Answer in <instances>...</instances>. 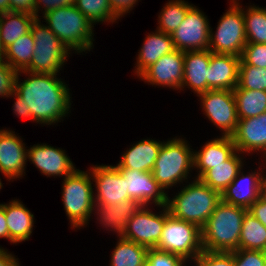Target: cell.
Wrapping results in <instances>:
<instances>
[{
  "label": "cell",
  "mask_w": 266,
  "mask_h": 266,
  "mask_svg": "<svg viewBox=\"0 0 266 266\" xmlns=\"http://www.w3.org/2000/svg\"><path fill=\"white\" fill-rule=\"evenodd\" d=\"M22 73L29 76L23 82L19 81ZM57 77L26 70L17 73L14 91L26 100L32 120L37 124L53 125L70 113L72 99L69 88Z\"/></svg>",
  "instance_id": "obj_1"
},
{
  "label": "cell",
  "mask_w": 266,
  "mask_h": 266,
  "mask_svg": "<svg viewBox=\"0 0 266 266\" xmlns=\"http://www.w3.org/2000/svg\"><path fill=\"white\" fill-rule=\"evenodd\" d=\"M247 208L223 202L201 228L203 250L211 252H233L239 249V238Z\"/></svg>",
  "instance_id": "obj_2"
},
{
  "label": "cell",
  "mask_w": 266,
  "mask_h": 266,
  "mask_svg": "<svg viewBox=\"0 0 266 266\" xmlns=\"http://www.w3.org/2000/svg\"><path fill=\"white\" fill-rule=\"evenodd\" d=\"M183 187L172 199L167 195L169 214L202 228L221 201V194L196 178Z\"/></svg>",
  "instance_id": "obj_3"
},
{
  "label": "cell",
  "mask_w": 266,
  "mask_h": 266,
  "mask_svg": "<svg viewBox=\"0 0 266 266\" xmlns=\"http://www.w3.org/2000/svg\"><path fill=\"white\" fill-rule=\"evenodd\" d=\"M43 18L49 29L69 51L82 53L94 48V25L75 5L57 8L43 15Z\"/></svg>",
  "instance_id": "obj_4"
},
{
  "label": "cell",
  "mask_w": 266,
  "mask_h": 266,
  "mask_svg": "<svg viewBox=\"0 0 266 266\" xmlns=\"http://www.w3.org/2000/svg\"><path fill=\"white\" fill-rule=\"evenodd\" d=\"M192 150L187 140L182 138L176 137L163 141L152 173L164 191L188 179L189 171L194 169V151Z\"/></svg>",
  "instance_id": "obj_5"
},
{
  "label": "cell",
  "mask_w": 266,
  "mask_h": 266,
  "mask_svg": "<svg viewBox=\"0 0 266 266\" xmlns=\"http://www.w3.org/2000/svg\"><path fill=\"white\" fill-rule=\"evenodd\" d=\"M63 180L62 202L65 213L70 220L71 228L79 230L80 227L88 225L95 204L91 172L76 169Z\"/></svg>",
  "instance_id": "obj_6"
},
{
  "label": "cell",
  "mask_w": 266,
  "mask_h": 266,
  "mask_svg": "<svg viewBox=\"0 0 266 266\" xmlns=\"http://www.w3.org/2000/svg\"><path fill=\"white\" fill-rule=\"evenodd\" d=\"M40 19H35L31 26L35 46L30 65L25 70L57 75L71 52Z\"/></svg>",
  "instance_id": "obj_7"
},
{
  "label": "cell",
  "mask_w": 266,
  "mask_h": 266,
  "mask_svg": "<svg viewBox=\"0 0 266 266\" xmlns=\"http://www.w3.org/2000/svg\"><path fill=\"white\" fill-rule=\"evenodd\" d=\"M155 249L178 255L186 262L194 261L203 251L201 228L194 223L173 218L166 207V221Z\"/></svg>",
  "instance_id": "obj_8"
},
{
  "label": "cell",
  "mask_w": 266,
  "mask_h": 266,
  "mask_svg": "<svg viewBox=\"0 0 266 266\" xmlns=\"http://www.w3.org/2000/svg\"><path fill=\"white\" fill-rule=\"evenodd\" d=\"M229 5L227 12L220 18L216 31L212 32L210 27L208 49L216 54H231L241 57L247 43L243 7L240 3H230Z\"/></svg>",
  "instance_id": "obj_9"
},
{
  "label": "cell",
  "mask_w": 266,
  "mask_h": 266,
  "mask_svg": "<svg viewBox=\"0 0 266 266\" xmlns=\"http://www.w3.org/2000/svg\"><path fill=\"white\" fill-rule=\"evenodd\" d=\"M198 96L208 120L221 129L222 136L231 137L239 121L233 91L208 90Z\"/></svg>",
  "instance_id": "obj_10"
},
{
  "label": "cell",
  "mask_w": 266,
  "mask_h": 266,
  "mask_svg": "<svg viewBox=\"0 0 266 266\" xmlns=\"http://www.w3.org/2000/svg\"><path fill=\"white\" fill-rule=\"evenodd\" d=\"M148 206L141 205L135 214L128 220L122 238L143 245L148 249L156 248L166 221V205L162 211L154 213Z\"/></svg>",
  "instance_id": "obj_11"
},
{
  "label": "cell",
  "mask_w": 266,
  "mask_h": 266,
  "mask_svg": "<svg viewBox=\"0 0 266 266\" xmlns=\"http://www.w3.org/2000/svg\"><path fill=\"white\" fill-rule=\"evenodd\" d=\"M175 49L180 51L209 48L210 24L207 16L193 5L179 27L171 34Z\"/></svg>",
  "instance_id": "obj_12"
},
{
  "label": "cell",
  "mask_w": 266,
  "mask_h": 266,
  "mask_svg": "<svg viewBox=\"0 0 266 266\" xmlns=\"http://www.w3.org/2000/svg\"><path fill=\"white\" fill-rule=\"evenodd\" d=\"M90 172L97 192L94 193L95 204L114 205L131 200L127 181L115 165H93Z\"/></svg>",
  "instance_id": "obj_13"
},
{
  "label": "cell",
  "mask_w": 266,
  "mask_h": 266,
  "mask_svg": "<svg viewBox=\"0 0 266 266\" xmlns=\"http://www.w3.org/2000/svg\"><path fill=\"white\" fill-rule=\"evenodd\" d=\"M184 74V52L175 49L148 67L139 79L151 85L180 90Z\"/></svg>",
  "instance_id": "obj_14"
},
{
  "label": "cell",
  "mask_w": 266,
  "mask_h": 266,
  "mask_svg": "<svg viewBox=\"0 0 266 266\" xmlns=\"http://www.w3.org/2000/svg\"><path fill=\"white\" fill-rule=\"evenodd\" d=\"M118 170L127 181V191L131 199L136 200L142 206H149L151 201L160 208L166 205L168 193L154 179L152 172L131 169Z\"/></svg>",
  "instance_id": "obj_15"
},
{
  "label": "cell",
  "mask_w": 266,
  "mask_h": 266,
  "mask_svg": "<svg viewBox=\"0 0 266 266\" xmlns=\"http://www.w3.org/2000/svg\"><path fill=\"white\" fill-rule=\"evenodd\" d=\"M21 137L12 130L0 133V172L7 180L21 178L25 174L28 149Z\"/></svg>",
  "instance_id": "obj_16"
},
{
  "label": "cell",
  "mask_w": 266,
  "mask_h": 266,
  "mask_svg": "<svg viewBox=\"0 0 266 266\" xmlns=\"http://www.w3.org/2000/svg\"><path fill=\"white\" fill-rule=\"evenodd\" d=\"M27 159L31 161L41 174L65 178L71 175L76 167L65 150L47 144H35L28 149ZM64 176V177H63Z\"/></svg>",
  "instance_id": "obj_17"
},
{
  "label": "cell",
  "mask_w": 266,
  "mask_h": 266,
  "mask_svg": "<svg viewBox=\"0 0 266 266\" xmlns=\"http://www.w3.org/2000/svg\"><path fill=\"white\" fill-rule=\"evenodd\" d=\"M231 137L240 153L260 151L266 159V112L256 117L239 119Z\"/></svg>",
  "instance_id": "obj_18"
},
{
  "label": "cell",
  "mask_w": 266,
  "mask_h": 266,
  "mask_svg": "<svg viewBox=\"0 0 266 266\" xmlns=\"http://www.w3.org/2000/svg\"><path fill=\"white\" fill-rule=\"evenodd\" d=\"M240 61L238 56L210 51L208 90L233 91L238 84Z\"/></svg>",
  "instance_id": "obj_19"
},
{
  "label": "cell",
  "mask_w": 266,
  "mask_h": 266,
  "mask_svg": "<svg viewBox=\"0 0 266 266\" xmlns=\"http://www.w3.org/2000/svg\"><path fill=\"white\" fill-rule=\"evenodd\" d=\"M239 171L232 183L222 192L221 200L228 204L249 208L261 193V172L260 170L247 172Z\"/></svg>",
  "instance_id": "obj_20"
},
{
  "label": "cell",
  "mask_w": 266,
  "mask_h": 266,
  "mask_svg": "<svg viewBox=\"0 0 266 266\" xmlns=\"http://www.w3.org/2000/svg\"><path fill=\"white\" fill-rule=\"evenodd\" d=\"M210 50H195L184 52V74L180 90L192 89L197 96L208 91V67Z\"/></svg>",
  "instance_id": "obj_21"
},
{
  "label": "cell",
  "mask_w": 266,
  "mask_h": 266,
  "mask_svg": "<svg viewBox=\"0 0 266 266\" xmlns=\"http://www.w3.org/2000/svg\"><path fill=\"white\" fill-rule=\"evenodd\" d=\"M236 146L232 137L220 136L206 142L198 152L194 151V168L198 170L196 179H200L215 165L223 164L235 152Z\"/></svg>",
  "instance_id": "obj_22"
},
{
  "label": "cell",
  "mask_w": 266,
  "mask_h": 266,
  "mask_svg": "<svg viewBox=\"0 0 266 266\" xmlns=\"http://www.w3.org/2000/svg\"><path fill=\"white\" fill-rule=\"evenodd\" d=\"M136 200H125L114 205L94 204L92 213L95 211L101 226L114 231L119 237L123 236L128 220L140 208ZM97 209V210H96ZM98 213V214H97Z\"/></svg>",
  "instance_id": "obj_23"
},
{
  "label": "cell",
  "mask_w": 266,
  "mask_h": 266,
  "mask_svg": "<svg viewBox=\"0 0 266 266\" xmlns=\"http://www.w3.org/2000/svg\"><path fill=\"white\" fill-rule=\"evenodd\" d=\"M162 143L153 139H143L127 149L115 166L118 169L152 172Z\"/></svg>",
  "instance_id": "obj_24"
},
{
  "label": "cell",
  "mask_w": 266,
  "mask_h": 266,
  "mask_svg": "<svg viewBox=\"0 0 266 266\" xmlns=\"http://www.w3.org/2000/svg\"><path fill=\"white\" fill-rule=\"evenodd\" d=\"M175 50L171 35L156 30L145 37L135 64V73L139 77L148 67L162 56Z\"/></svg>",
  "instance_id": "obj_25"
},
{
  "label": "cell",
  "mask_w": 266,
  "mask_h": 266,
  "mask_svg": "<svg viewBox=\"0 0 266 266\" xmlns=\"http://www.w3.org/2000/svg\"><path fill=\"white\" fill-rule=\"evenodd\" d=\"M8 232L11 243H20L30 239L34 226V215L23 202L14 199L4 204Z\"/></svg>",
  "instance_id": "obj_26"
},
{
  "label": "cell",
  "mask_w": 266,
  "mask_h": 266,
  "mask_svg": "<svg viewBox=\"0 0 266 266\" xmlns=\"http://www.w3.org/2000/svg\"><path fill=\"white\" fill-rule=\"evenodd\" d=\"M242 153L236 151L223 164L215 165L209 169L200 180L220 194L232 183L239 171L244 167Z\"/></svg>",
  "instance_id": "obj_27"
},
{
  "label": "cell",
  "mask_w": 266,
  "mask_h": 266,
  "mask_svg": "<svg viewBox=\"0 0 266 266\" xmlns=\"http://www.w3.org/2000/svg\"><path fill=\"white\" fill-rule=\"evenodd\" d=\"M36 17L27 13L6 12L0 14V39L6 49L22 35L31 31Z\"/></svg>",
  "instance_id": "obj_28"
},
{
  "label": "cell",
  "mask_w": 266,
  "mask_h": 266,
  "mask_svg": "<svg viewBox=\"0 0 266 266\" xmlns=\"http://www.w3.org/2000/svg\"><path fill=\"white\" fill-rule=\"evenodd\" d=\"M111 254L110 266H146L148 248L119 237Z\"/></svg>",
  "instance_id": "obj_29"
},
{
  "label": "cell",
  "mask_w": 266,
  "mask_h": 266,
  "mask_svg": "<svg viewBox=\"0 0 266 266\" xmlns=\"http://www.w3.org/2000/svg\"><path fill=\"white\" fill-rule=\"evenodd\" d=\"M233 94L239 119L256 117L266 112V91L235 88Z\"/></svg>",
  "instance_id": "obj_30"
},
{
  "label": "cell",
  "mask_w": 266,
  "mask_h": 266,
  "mask_svg": "<svg viewBox=\"0 0 266 266\" xmlns=\"http://www.w3.org/2000/svg\"><path fill=\"white\" fill-rule=\"evenodd\" d=\"M34 46V37L30 31L5 49L4 61L17 72L24 71L30 65Z\"/></svg>",
  "instance_id": "obj_31"
},
{
  "label": "cell",
  "mask_w": 266,
  "mask_h": 266,
  "mask_svg": "<svg viewBox=\"0 0 266 266\" xmlns=\"http://www.w3.org/2000/svg\"><path fill=\"white\" fill-rule=\"evenodd\" d=\"M239 249L266 252V227L248 211L241 228Z\"/></svg>",
  "instance_id": "obj_32"
},
{
  "label": "cell",
  "mask_w": 266,
  "mask_h": 266,
  "mask_svg": "<svg viewBox=\"0 0 266 266\" xmlns=\"http://www.w3.org/2000/svg\"><path fill=\"white\" fill-rule=\"evenodd\" d=\"M193 6L185 0H170L163 6L158 16L157 30L171 35L184 20L187 11Z\"/></svg>",
  "instance_id": "obj_33"
},
{
  "label": "cell",
  "mask_w": 266,
  "mask_h": 266,
  "mask_svg": "<svg viewBox=\"0 0 266 266\" xmlns=\"http://www.w3.org/2000/svg\"><path fill=\"white\" fill-rule=\"evenodd\" d=\"M243 17L247 43L266 44V8L250 5Z\"/></svg>",
  "instance_id": "obj_34"
},
{
  "label": "cell",
  "mask_w": 266,
  "mask_h": 266,
  "mask_svg": "<svg viewBox=\"0 0 266 266\" xmlns=\"http://www.w3.org/2000/svg\"><path fill=\"white\" fill-rule=\"evenodd\" d=\"M75 7L94 25L114 23L120 19L112 10L109 0H75Z\"/></svg>",
  "instance_id": "obj_35"
},
{
  "label": "cell",
  "mask_w": 266,
  "mask_h": 266,
  "mask_svg": "<svg viewBox=\"0 0 266 266\" xmlns=\"http://www.w3.org/2000/svg\"><path fill=\"white\" fill-rule=\"evenodd\" d=\"M235 88L266 91V68L240 64L238 84Z\"/></svg>",
  "instance_id": "obj_36"
},
{
  "label": "cell",
  "mask_w": 266,
  "mask_h": 266,
  "mask_svg": "<svg viewBox=\"0 0 266 266\" xmlns=\"http://www.w3.org/2000/svg\"><path fill=\"white\" fill-rule=\"evenodd\" d=\"M240 58V64L266 68V44L246 43Z\"/></svg>",
  "instance_id": "obj_37"
},
{
  "label": "cell",
  "mask_w": 266,
  "mask_h": 266,
  "mask_svg": "<svg viewBox=\"0 0 266 266\" xmlns=\"http://www.w3.org/2000/svg\"><path fill=\"white\" fill-rule=\"evenodd\" d=\"M196 266H234L233 252H211L203 250L195 259Z\"/></svg>",
  "instance_id": "obj_38"
},
{
  "label": "cell",
  "mask_w": 266,
  "mask_h": 266,
  "mask_svg": "<svg viewBox=\"0 0 266 266\" xmlns=\"http://www.w3.org/2000/svg\"><path fill=\"white\" fill-rule=\"evenodd\" d=\"M234 266H266V252L238 249L233 251Z\"/></svg>",
  "instance_id": "obj_39"
},
{
  "label": "cell",
  "mask_w": 266,
  "mask_h": 266,
  "mask_svg": "<svg viewBox=\"0 0 266 266\" xmlns=\"http://www.w3.org/2000/svg\"><path fill=\"white\" fill-rule=\"evenodd\" d=\"M185 264L186 261L178 255L155 248L148 249L146 266H186Z\"/></svg>",
  "instance_id": "obj_40"
},
{
  "label": "cell",
  "mask_w": 266,
  "mask_h": 266,
  "mask_svg": "<svg viewBox=\"0 0 266 266\" xmlns=\"http://www.w3.org/2000/svg\"><path fill=\"white\" fill-rule=\"evenodd\" d=\"M17 73L5 61L0 62V97H9L14 91Z\"/></svg>",
  "instance_id": "obj_41"
},
{
  "label": "cell",
  "mask_w": 266,
  "mask_h": 266,
  "mask_svg": "<svg viewBox=\"0 0 266 266\" xmlns=\"http://www.w3.org/2000/svg\"><path fill=\"white\" fill-rule=\"evenodd\" d=\"M75 0H35V17L36 19H39L41 17L39 15L40 8L42 7V10H44L42 15H45L48 12H51L57 8L65 7L74 5Z\"/></svg>",
  "instance_id": "obj_42"
},
{
  "label": "cell",
  "mask_w": 266,
  "mask_h": 266,
  "mask_svg": "<svg viewBox=\"0 0 266 266\" xmlns=\"http://www.w3.org/2000/svg\"><path fill=\"white\" fill-rule=\"evenodd\" d=\"M35 0H9V12L27 13L35 16Z\"/></svg>",
  "instance_id": "obj_43"
},
{
  "label": "cell",
  "mask_w": 266,
  "mask_h": 266,
  "mask_svg": "<svg viewBox=\"0 0 266 266\" xmlns=\"http://www.w3.org/2000/svg\"><path fill=\"white\" fill-rule=\"evenodd\" d=\"M137 2L138 0H109L113 12L119 18L124 16V14L126 15L127 13H130V11L135 7V4H137Z\"/></svg>",
  "instance_id": "obj_44"
},
{
  "label": "cell",
  "mask_w": 266,
  "mask_h": 266,
  "mask_svg": "<svg viewBox=\"0 0 266 266\" xmlns=\"http://www.w3.org/2000/svg\"><path fill=\"white\" fill-rule=\"evenodd\" d=\"M10 96L15 97V102L13 104V112L16 114V116L32 119L31 110L29 109L26 100L20 97V95H18L15 91H12L9 97Z\"/></svg>",
  "instance_id": "obj_45"
},
{
  "label": "cell",
  "mask_w": 266,
  "mask_h": 266,
  "mask_svg": "<svg viewBox=\"0 0 266 266\" xmlns=\"http://www.w3.org/2000/svg\"><path fill=\"white\" fill-rule=\"evenodd\" d=\"M248 212L256 217L266 227V199L259 197L249 208Z\"/></svg>",
  "instance_id": "obj_46"
},
{
  "label": "cell",
  "mask_w": 266,
  "mask_h": 266,
  "mask_svg": "<svg viewBox=\"0 0 266 266\" xmlns=\"http://www.w3.org/2000/svg\"><path fill=\"white\" fill-rule=\"evenodd\" d=\"M0 266H20L18 258L8 250L0 247Z\"/></svg>",
  "instance_id": "obj_47"
},
{
  "label": "cell",
  "mask_w": 266,
  "mask_h": 266,
  "mask_svg": "<svg viewBox=\"0 0 266 266\" xmlns=\"http://www.w3.org/2000/svg\"><path fill=\"white\" fill-rule=\"evenodd\" d=\"M0 238H6L10 241L6 216L4 212V204H0Z\"/></svg>",
  "instance_id": "obj_48"
},
{
  "label": "cell",
  "mask_w": 266,
  "mask_h": 266,
  "mask_svg": "<svg viewBox=\"0 0 266 266\" xmlns=\"http://www.w3.org/2000/svg\"><path fill=\"white\" fill-rule=\"evenodd\" d=\"M265 162H266V160H265ZM260 170H261V193H260V196L263 197L264 199H266V175L263 174L264 168H262Z\"/></svg>",
  "instance_id": "obj_49"
},
{
  "label": "cell",
  "mask_w": 266,
  "mask_h": 266,
  "mask_svg": "<svg viewBox=\"0 0 266 266\" xmlns=\"http://www.w3.org/2000/svg\"><path fill=\"white\" fill-rule=\"evenodd\" d=\"M9 12V0H0V14Z\"/></svg>",
  "instance_id": "obj_50"
},
{
  "label": "cell",
  "mask_w": 266,
  "mask_h": 266,
  "mask_svg": "<svg viewBox=\"0 0 266 266\" xmlns=\"http://www.w3.org/2000/svg\"><path fill=\"white\" fill-rule=\"evenodd\" d=\"M4 53H5V49L2 46L1 39H0V62L4 61Z\"/></svg>",
  "instance_id": "obj_51"
},
{
  "label": "cell",
  "mask_w": 266,
  "mask_h": 266,
  "mask_svg": "<svg viewBox=\"0 0 266 266\" xmlns=\"http://www.w3.org/2000/svg\"><path fill=\"white\" fill-rule=\"evenodd\" d=\"M239 0H232L231 3H239Z\"/></svg>",
  "instance_id": "obj_52"
},
{
  "label": "cell",
  "mask_w": 266,
  "mask_h": 266,
  "mask_svg": "<svg viewBox=\"0 0 266 266\" xmlns=\"http://www.w3.org/2000/svg\"><path fill=\"white\" fill-rule=\"evenodd\" d=\"M2 187H3V184H2L1 178H0V189H2Z\"/></svg>",
  "instance_id": "obj_53"
}]
</instances>
